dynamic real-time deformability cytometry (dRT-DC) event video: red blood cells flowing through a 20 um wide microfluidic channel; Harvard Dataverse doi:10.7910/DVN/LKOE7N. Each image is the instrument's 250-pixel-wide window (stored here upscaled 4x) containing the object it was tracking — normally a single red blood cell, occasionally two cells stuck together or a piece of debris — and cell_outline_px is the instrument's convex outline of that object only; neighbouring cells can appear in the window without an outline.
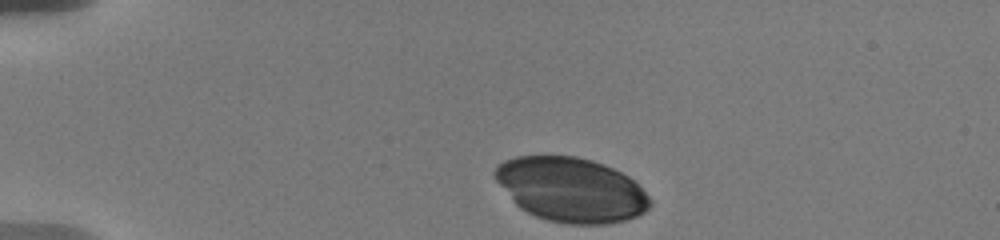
{"species": "human", "species_latin": "Homo sapiens", "temperature_condition": "warm", "stored_images_in_passage": 26, "camera_frame_rate_fps": 3000, "um_per_image_px": 0.085, "donor": {"sex": "male"}, "frame": {"image": 1, "passage_image": 1, "time_ms": 0.0, "image_size_px": [1000, 240], "cell_outline_px": [[652, 204], [644, 212], [636, 216], [624, 220], [604, 224], [568, 224], [548, 220], [536, 216], [520, 208], [516, 204], [496, 180], [492, 172], [504, 160], [516, 156], [576, 156], [592, 160], [604, 164], [628, 176], [652, 200]], "centroid_in_image_um": [48.53, 16.12], "position_along_channel_um": 36.5, "area_um2": 57.8}}